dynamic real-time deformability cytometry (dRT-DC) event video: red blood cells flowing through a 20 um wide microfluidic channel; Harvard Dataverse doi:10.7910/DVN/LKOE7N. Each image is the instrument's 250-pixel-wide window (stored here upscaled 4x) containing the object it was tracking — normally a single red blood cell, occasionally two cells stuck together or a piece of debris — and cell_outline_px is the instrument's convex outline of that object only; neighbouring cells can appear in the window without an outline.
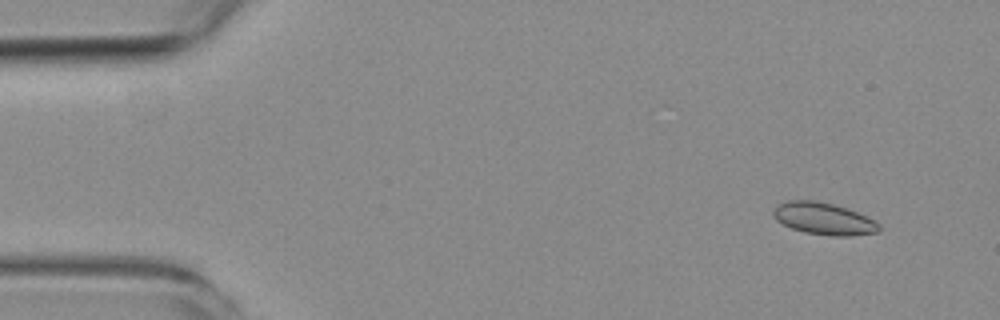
{"species": "common noctule bat (a hibernating species)", "species_latin": "Nyctalus noctula", "temperature_condition": "room temperature", "stored_images_in_passage": 6, "camera_frame_rate_fps": 3000, "um_per_image_px": 0.085, "animal": {"sex": "female", "body_mass_g": 19.3, "forearm_length_mm": 54.1}, "frame": {"image": 1, "passage_image": 1, "time_ms": 0.0, "image_size_px": [1000, 320], "cell_outline_px": [[880, 232], [852, 236], [832, 236], [804, 232], [792, 228], [776, 220], [772, 216], [772, 208], [776, 204], [788, 200], [816, 200], [848, 208], [880, 224]], "centroid_in_image_um": [69.97, 18.58], "position_along_channel_um": 15.0, "area_um2": 19.88}}
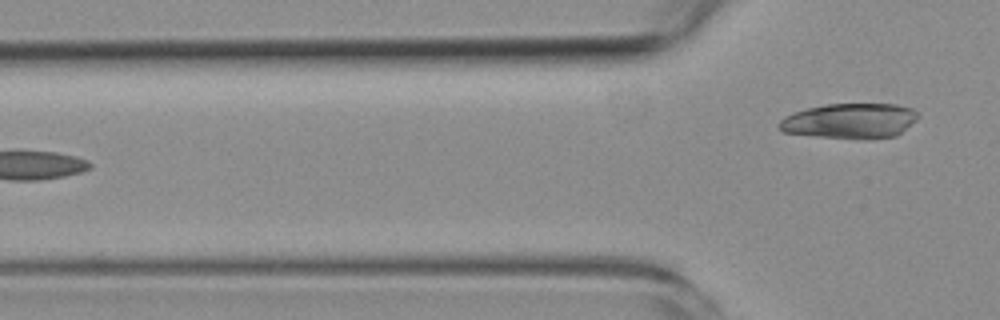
{"frame": {"image": 2, "passage_image": 6, "time_ms": 6.0, "image_size_px": [1000, 320], "cell_outline_px": [[916, 120], [896, 136], [868, 140], [860, 140], [820, 136], [784, 132], [776, 128], [776, 124], [784, 116], [792, 112], [824, 104], [896, 104], [912, 108], [916, 112]], "centroid_in_image_um": [72.21, 10.28], "position_along_channel_um": 53.6, "area_um2": 28.73}}